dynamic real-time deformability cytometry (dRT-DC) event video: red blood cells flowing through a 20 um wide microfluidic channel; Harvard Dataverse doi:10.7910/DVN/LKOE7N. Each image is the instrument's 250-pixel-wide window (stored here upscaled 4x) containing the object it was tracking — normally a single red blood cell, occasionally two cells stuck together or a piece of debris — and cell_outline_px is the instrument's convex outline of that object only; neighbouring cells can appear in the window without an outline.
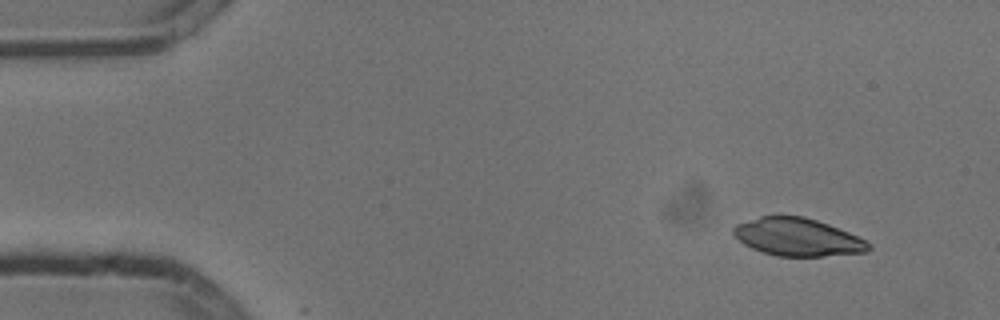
{"species": "common noctule bat (a hibernating species)", "species_latin": "Nyctalus noctula", "temperature_condition": "cold", "stored_images_in_passage": 3, "camera_frame_rate_fps": 3000, "um_per_image_px": 0.085, "animal": {"sex": "male", "body_mass_g": 13.3}, "frame": {"image": 1, "passage_image": 2, "time_ms": 0.333, "image_size_px": [1000, 320], "cell_outline_px": [[872, 248], [868, 252], [824, 256], [776, 256], [752, 248], [744, 244], [732, 232], [732, 228], [736, 224], [760, 216], [804, 216], [828, 224], [848, 232], [872, 244]], "centroid_in_image_um": [67.81, 20.16], "position_along_channel_um": 17.2, "area_um2": 29.59}}